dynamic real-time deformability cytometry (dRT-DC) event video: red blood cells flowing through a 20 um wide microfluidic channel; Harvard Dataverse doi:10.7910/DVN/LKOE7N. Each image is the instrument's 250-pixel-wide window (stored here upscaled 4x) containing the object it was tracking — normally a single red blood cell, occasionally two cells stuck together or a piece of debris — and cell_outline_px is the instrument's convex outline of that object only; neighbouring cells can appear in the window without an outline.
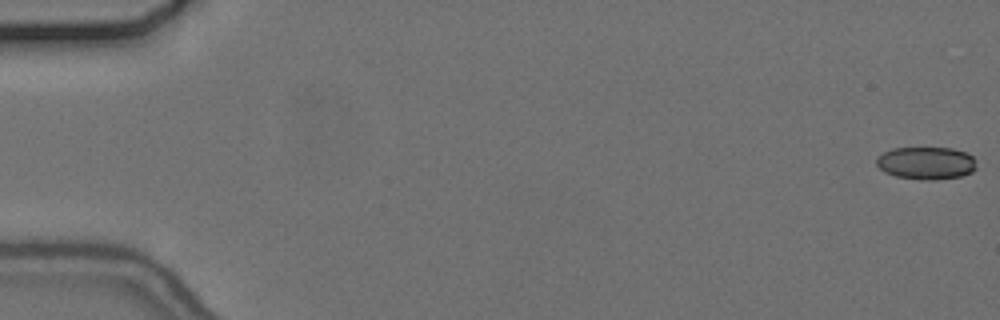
{"species": "common noctule bat (a hibernating species)", "species_latin": "Nyctalus noctula", "temperature_condition": "cold", "stored_images_in_passage": 9, "camera_frame_rate_fps": 3000, "um_per_image_px": 0.085, "animal": {"sex": "female", "body_mass_g": 24.6, "forearm_length_mm": 56.2}, "frame": {"image": 1, "passage_image": 1, "time_ms": 0.0, "image_size_px": [1000, 320], "cell_outline_px": [[976, 168], [972, 172], [960, 176], [936, 180], [920, 180], [896, 176], [884, 172], [876, 164], [876, 156], [892, 148], [952, 148], [968, 152], [976, 160]], "centroid_in_image_um": [78.73, 13.86], "position_along_channel_um": 6.3, "area_um2": 19.25}}